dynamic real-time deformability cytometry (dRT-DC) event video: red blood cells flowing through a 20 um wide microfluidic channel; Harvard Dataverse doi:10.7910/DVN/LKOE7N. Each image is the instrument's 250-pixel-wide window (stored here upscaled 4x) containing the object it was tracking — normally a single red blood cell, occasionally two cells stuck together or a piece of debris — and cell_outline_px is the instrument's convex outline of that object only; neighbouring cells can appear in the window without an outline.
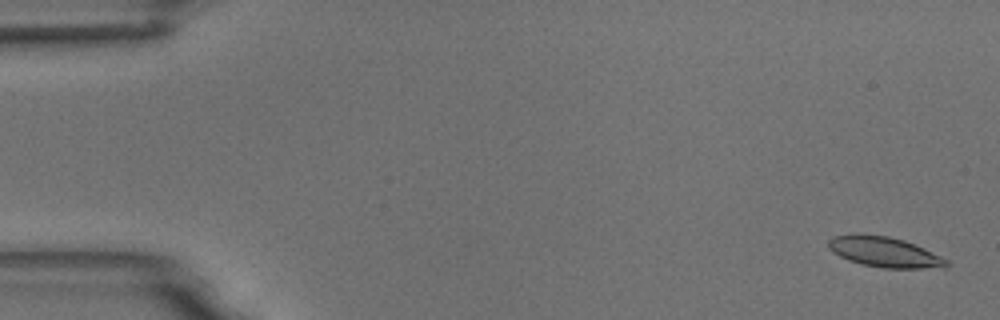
{"species": "common noctule bat (a hibernating species)", "species_latin": "Nyctalus noctula", "temperature_condition": "room temperature", "stored_images_in_passage": 54, "camera_frame_rate_fps": 3000, "um_per_image_px": 0.085, "animal": {"sex": "male", "body_mass_g": 18.8}, "frame": {"image": 1, "passage_image": 2, "time_ms": 0.333, "image_size_px": [1000, 320], "cell_outline_px": [[952, 264], [944, 268], [880, 268], [848, 260], [832, 252], [828, 248], [828, 240], [832, 236], [860, 232], [888, 236], [904, 240], [924, 248], [948, 260]], "centroid_in_image_um": [75.16, 21.4], "position_along_channel_um": 9.8, "area_um2": 21.21}}
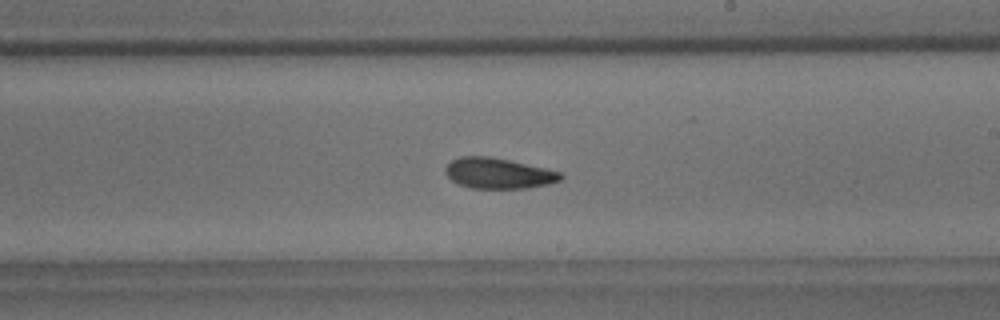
{"frame": {"image": 2, "passage_image": 32, "time_ms": 10.333, "image_size_px": [1000, 320], "cell_outline_px": [[564, 176], [560, 180], [548, 184], [528, 188], [472, 188], [460, 184], [452, 180], [444, 172], [444, 168], [452, 160], [460, 156], [488, 156], [508, 160], [544, 168], [560, 172]], "centroid_in_image_um": [42.34, 14.73], "position_along_channel_um": 246.7, "area_um2": 20.35}}
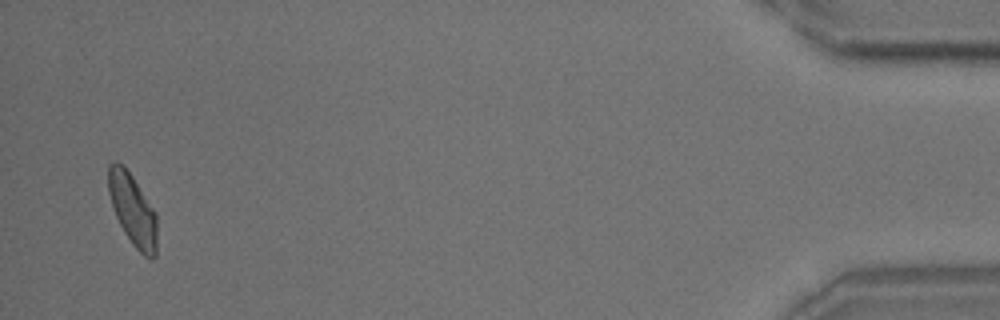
{"frame": {"image": 3, "passage_image": 53, "time_ms": 17.333, "image_size_px": [1000, 320], "cell_outline_px": [[156, 256], [152, 260], [144, 256], [132, 244], [124, 232], [116, 216], [108, 192], [108, 164], [116, 160], [132, 176], [156, 212]], "centroid_in_image_um": [11.28, 17.85], "position_along_channel_um": 423.9, "area_um2": 20.11}, "authors_computed_cell_mechanics": {"area_um2": 20.6924, "velocity_mm_per_s": 3.7187, "shape_relaxation_time_tau1_ms": 4.1834, "shape_relaxation_time_tau2_ms": 3.5921, "deformation_change_tau1": 0.1344, "deformation_change_tau2": 0.1005}}